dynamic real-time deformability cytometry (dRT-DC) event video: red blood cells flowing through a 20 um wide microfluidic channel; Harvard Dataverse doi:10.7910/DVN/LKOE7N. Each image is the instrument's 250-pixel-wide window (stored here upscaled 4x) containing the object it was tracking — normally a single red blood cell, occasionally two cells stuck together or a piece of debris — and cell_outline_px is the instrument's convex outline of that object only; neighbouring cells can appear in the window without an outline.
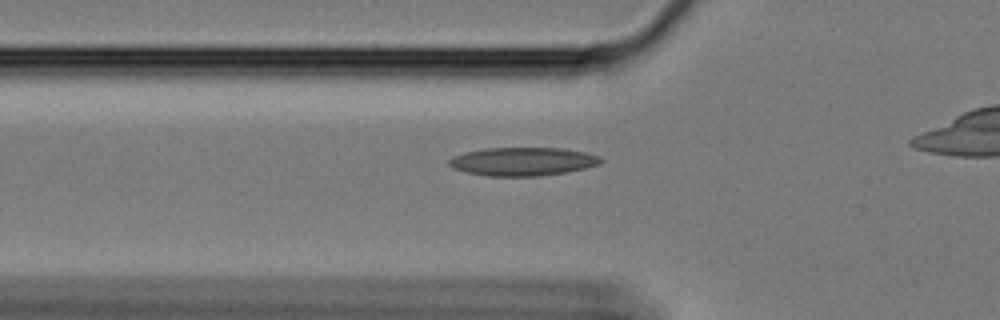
{"species": "Egyptian fruit bat (a non-hibernating species)", "species_latin": "Rousettus aegyptiacus", "temperature_condition": "cold", "stored_images_in_passage": 35, "camera_frame_rate_fps": 3000, "um_per_image_px": 0.085, "animal": {"sex": "female"}, "frame": {"image": 1, "passage_image": 2, "time_ms": 0.333, "image_size_px": [1000, 320], "cell_outline_px": [[604, 160], [600, 164], [568, 172], [540, 176], [488, 176], [464, 172], [452, 168], [448, 164], [448, 160], [452, 156], [464, 152], [484, 148], [564, 148], [584, 152], [600, 156]], "centroid_in_image_um": [44.41, 13.73], "position_along_channel_um": 81.4, "area_um2": 25.37}}
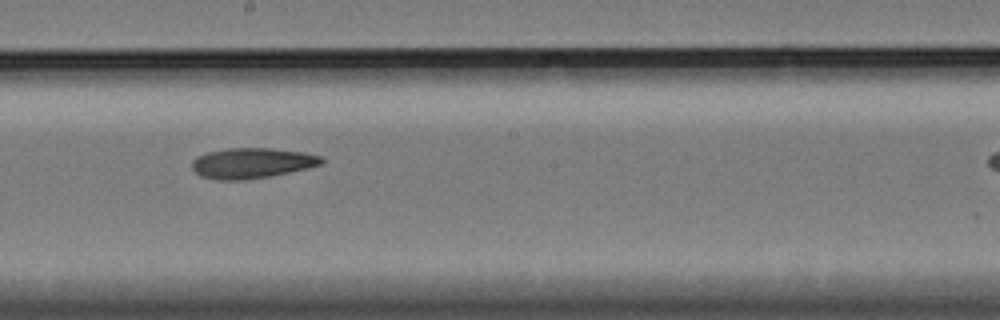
{"frame": {"image": 2, "passage_image": 15, "time_ms": 4.667, "image_size_px": [1000, 320], "cell_outline_px": [[324, 160], [320, 164], [308, 168], [268, 176], [244, 180], [216, 180], [200, 176], [192, 168], [192, 160], [196, 156], [208, 152], [228, 148], [272, 148], [304, 152], [320, 156]], "centroid_in_image_um": [21.37, 13.86], "position_along_channel_um": 226.8, "area_um2": 22.89}}
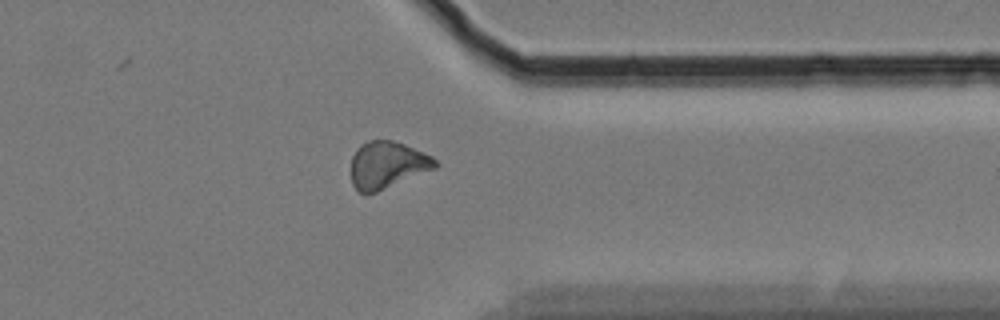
{"frame": {"image": 3, "passage_image": 29, "time_ms": 9.333, "image_size_px": [1000, 320], "cell_outline_px": [[436, 168], [376, 192], [360, 192], [352, 184], [352, 156], [356, 148], [360, 144], [368, 140], [392, 140], [404, 144], [432, 156], [436, 160]], "centroid_in_image_um": [32.9, 13.99], "position_along_channel_um": 378.5, "area_um2": 22.77}}